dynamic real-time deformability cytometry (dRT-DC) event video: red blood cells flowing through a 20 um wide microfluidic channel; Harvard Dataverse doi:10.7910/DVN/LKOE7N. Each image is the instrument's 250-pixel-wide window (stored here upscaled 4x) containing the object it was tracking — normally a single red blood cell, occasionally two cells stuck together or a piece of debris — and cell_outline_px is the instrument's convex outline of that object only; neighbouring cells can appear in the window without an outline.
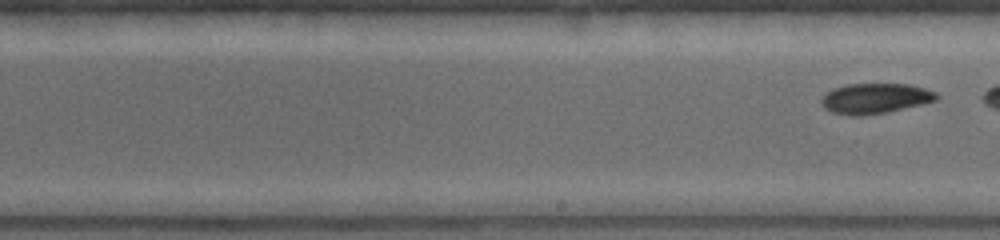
{"species": "common noctule bat (a hibernating species)", "species_latin": "Nyctalus noctula", "temperature_condition": "warm", "stored_images_in_passage": 20, "segment_of_instrument_passage": [2, 2], "camera_frame_rate_fps": 5000, "um_per_image_px": 0.085, "animal": {"sex": "female", "body_mass_g": 19.0, "forearm_length_mm": 53.3}, "frame": {"image": 1, "passage_image": 20, "time_ms": 4.6, "image_size_px": [1000, 240], "cell_outline_px": [[940, 96], [936, 100], [888, 112], [832, 112], [824, 108], [820, 104], [820, 100], [832, 88], [848, 84], [908, 84], [924, 88], [936, 92]], "centroid_in_image_um": [74.43, 8.31], "position_along_channel_um": 214.6, "area_um2": 19.36}}